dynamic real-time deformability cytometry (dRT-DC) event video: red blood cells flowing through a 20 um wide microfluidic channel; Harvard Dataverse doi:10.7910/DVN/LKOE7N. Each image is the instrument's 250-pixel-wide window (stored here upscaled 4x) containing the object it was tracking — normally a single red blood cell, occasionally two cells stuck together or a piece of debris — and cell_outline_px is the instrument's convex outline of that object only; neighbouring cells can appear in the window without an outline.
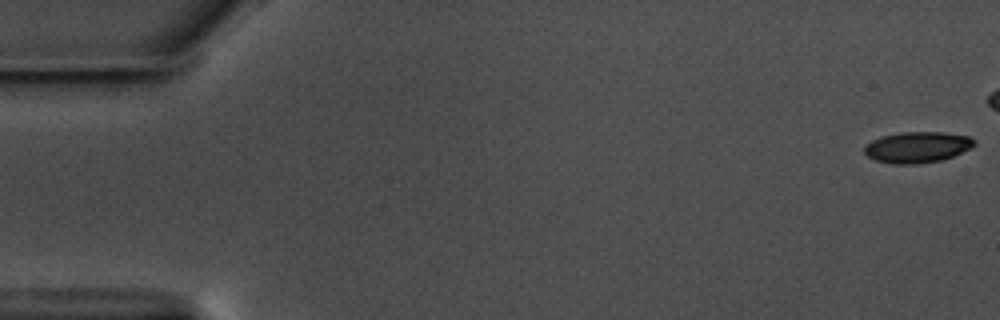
{"species": "common noctule bat (a hibernating species)", "species_latin": "Nyctalus noctula", "temperature_condition": "warm", "stored_images_in_passage": 48, "camera_frame_rate_fps": 3000, "um_per_image_px": 0.085, "animal": {"sex": "male", "body_mass_g": 17.5, "forearm_length_mm": 52.3}, "frame": {"image": 1, "passage_image": 1, "time_ms": 0.0, "image_size_px": [1000, 320], "cell_outline_px": [[976, 144], [952, 156], [940, 160], [916, 164], [892, 164], [876, 160], [868, 156], [864, 152], [864, 144], [872, 140], [884, 136], [900, 132], [944, 132], [968, 136], [976, 140]], "centroid_in_image_um": [77.94, 12.5], "position_along_channel_um": 7.1, "area_um2": 19.71}}
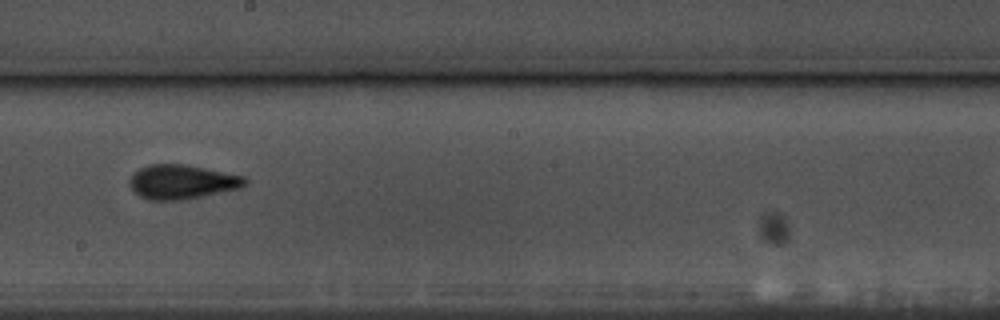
{"frame": {"image": 2, "passage_image": 33, "time_ms": 10.667, "image_size_px": [1000, 320], "cell_outline_px": [[248, 180], [240, 188], [180, 200], [148, 200], [140, 196], [128, 184], [128, 180], [140, 168], [148, 164], [184, 164], [244, 176]], "centroid_in_image_um": [15.43, 15.45], "position_along_channel_um": 232.8, "area_um2": 22.72}}
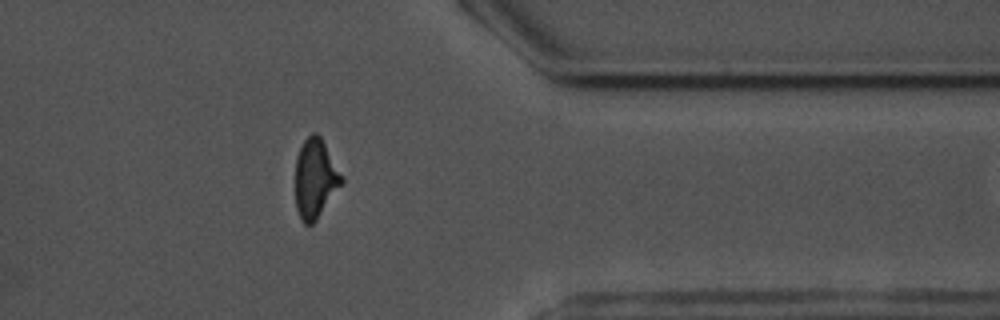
{"frame": {"image": 3, "passage_image": 47, "time_ms": 15.333, "image_size_px": [1000, 320], "cell_outline_px": [[344, 180], [316, 220], [312, 224], [304, 224], [300, 220], [296, 208], [296, 156], [304, 140], [312, 132], [316, 132], [320, 136]], "centroid_in_image_um": [26.77, 15.18], "position_along_channel_um": 384.6, "area_um2": 20.92}}